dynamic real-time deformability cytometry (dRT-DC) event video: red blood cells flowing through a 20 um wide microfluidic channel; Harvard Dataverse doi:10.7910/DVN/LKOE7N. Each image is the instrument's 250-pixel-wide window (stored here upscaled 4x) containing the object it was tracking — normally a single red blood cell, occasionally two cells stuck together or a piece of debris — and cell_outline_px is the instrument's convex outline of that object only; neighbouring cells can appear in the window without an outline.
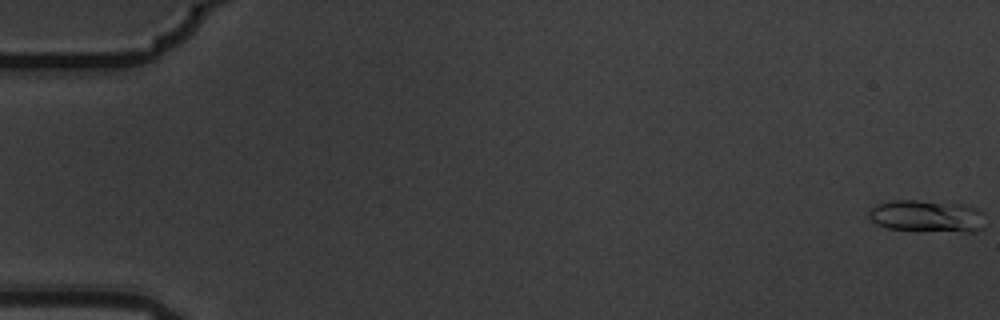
{"species": "common noctule bat (a hibernating species)", "species_latin": "Nyctalus noctula", "temperature_condition": "warm", "stored_images_in_passage": 6, "camera_frame_rate_fps": 3000, "um_per_image_px": 0.085, "animal": {"sex": "male", "body_mass_g": 19.5, "forearm_length_mm": 54.6}, "frame": {"image": 1, "passage_image": 1, "time_ms": 0.0, "image_size_px": [1000, 320], "cell_outline_px": [[984, 228], [972, 232], [968, 232], [888, 228], [876, 224], [872, 220], [868, 212], [876, 204], [892, 200], [920, 200], [968, 204], [984, 212]], "centroid_in_image_um": [78.86, 18.35], "position_along_channel_um": 6.1, "area_um2": 21.91}}